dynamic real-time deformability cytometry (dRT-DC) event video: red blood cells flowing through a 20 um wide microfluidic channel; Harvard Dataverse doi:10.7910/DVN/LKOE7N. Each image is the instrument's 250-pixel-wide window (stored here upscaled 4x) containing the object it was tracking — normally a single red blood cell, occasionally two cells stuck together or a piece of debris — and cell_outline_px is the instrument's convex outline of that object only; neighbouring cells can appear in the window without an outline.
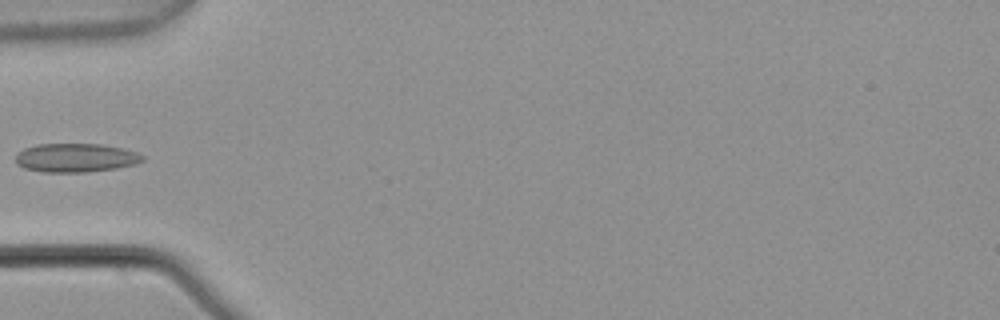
{"species": "common noctule bat (a hibernating species)", "species_latin": "Nyctalus noctula", "temperature_condition": "warm", "stored_images_in_passage": 6, "camera_frame_rate_fps": 3000, "um_per_image_px": 0.085, "animal": {"sex": "male", "body_mass_g": 21.5, "forearm_length_mm": 52.0}, "frame": {"image": 1, "passage_image": 5, "time_ms": 1.333, "image_size_px": [1000, 320], "cell_outline_px": [[144, 160], [136, 164], [116, 168], [88, 172], [44, 172], [24, 168], [16, 164], [16, 152], [24, 148], [36, 144], [100, 144], [124, 148], [136, 152], [144, 156]], "centroid_in_image_um": [6.42, 13.41], "position_along_channel_um": 78.6, "area_um2": 21.44}}
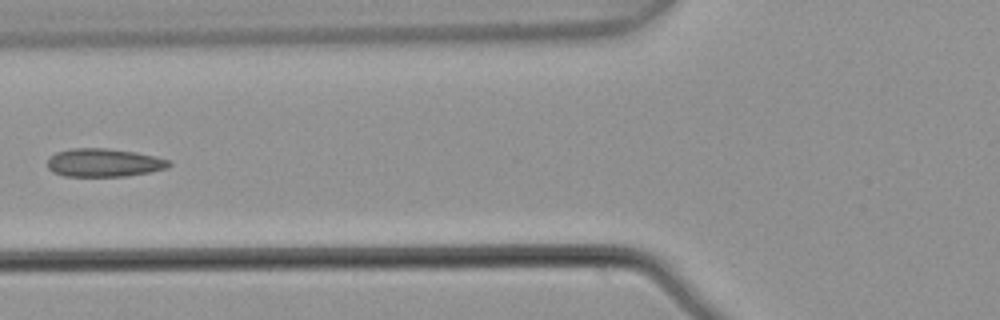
{"frame": {"image": 2, "passage_image": 6, "time_ms": 1.667, "image_size_px": [1000, 320], "cell_outline_px": [[172, 164], [168, 168], [148, 172], [124, 176], [64, 176], [52, 172], [48, 168], [48, 160], [56, 152], [72, 148], [108, 148], [136, 152], [156, 156], [172, 160]], "centroid_in_image_um": [8.87, 13.82], "position_along_channel_um": 116.9, "area_um2": 20.11}}